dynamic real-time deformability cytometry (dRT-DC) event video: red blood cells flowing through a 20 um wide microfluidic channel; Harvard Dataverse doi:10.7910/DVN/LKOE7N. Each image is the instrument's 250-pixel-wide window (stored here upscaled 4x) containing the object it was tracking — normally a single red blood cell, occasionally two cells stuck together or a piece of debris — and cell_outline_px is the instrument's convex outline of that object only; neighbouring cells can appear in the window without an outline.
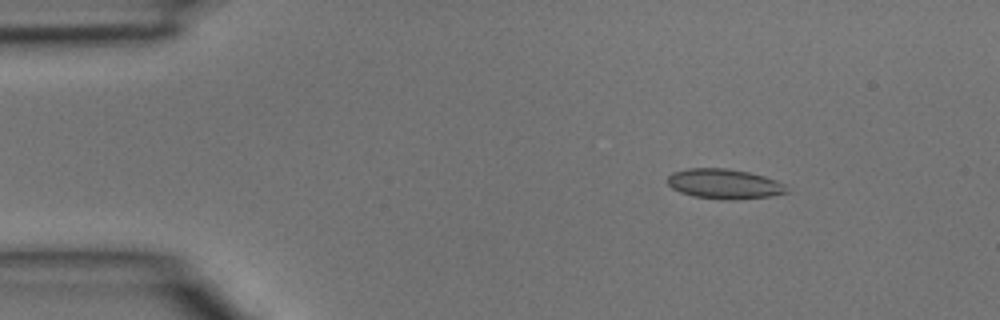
{"species": "common noctule bat (a hibernating species)", "species_latin": "Nyctalus noctula", "temperature_condition": "room temperature", "stored_images_in_passage": 4, "camera_frame_rate_fps": 3000, "um_per_image_px": 0.085, "animal": {"sex": "male", "body_mass_g": 15.6}, "frame": {"image": 1, "passage_image": 1, "time_ms": 0.0, "image_size_px": [1000, 320], "cell_outline_px": [[788, 192], [768, 196], [692, 196], [680, 192], [672, 188], [664, 180], [672, 172], [688, 168], [728, 168], [748, 172], [764, 176], [776, 180], [784, 184], [788, 188]], "centroid_in_image_um": [61.49, 15.55], "position_along_channel_um": 23.5, "area_um2": 19.71}}
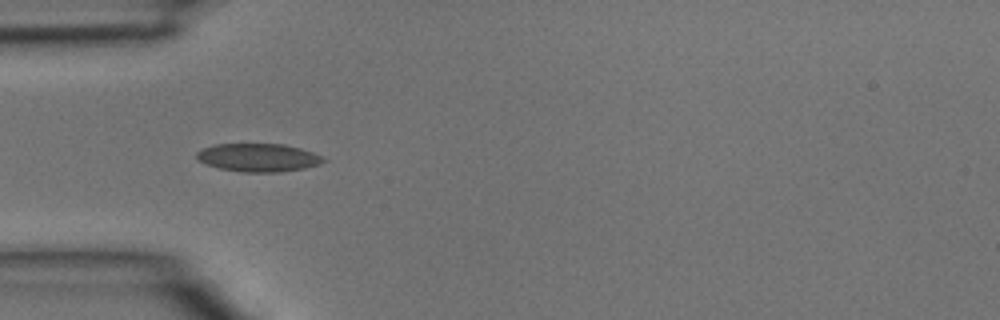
{"frame": {"image": 2, "passage_image": 3, "time_ms": 0.667, "image_size_px": [1000, 320], "cell_outline_px": [[328, 160], [320, 164], [304, 168], [280, 172], [240, 172], [220, 168], [196, 160], [196, 152], [204, 148], [216, 144], [284, 144], [300, 148], [324, 156]], "centroid_in_image_um": [21.99, 13.39], "position_along_channel_um": 63.0, "area_um2": 20.87}}